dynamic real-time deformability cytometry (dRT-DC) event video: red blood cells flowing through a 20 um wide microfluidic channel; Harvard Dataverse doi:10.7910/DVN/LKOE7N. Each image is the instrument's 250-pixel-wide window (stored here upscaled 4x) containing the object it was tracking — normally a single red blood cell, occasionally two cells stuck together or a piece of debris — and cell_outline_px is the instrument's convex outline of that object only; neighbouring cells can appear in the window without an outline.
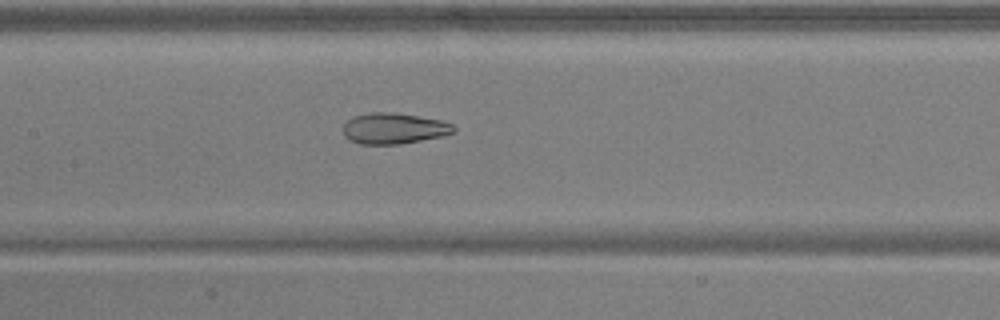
{"species": "common noctule bat (a hibernating species)", "species_latin": "Nyctalus noctula", "temperature_condition": "warm", "stored_images_in_passage": 51, "camera_frame_rate_fps": 3000, "um_per_image_px": 0.085, "animal": {"sex": "male", "body_mass_g": 17.9, "forearm_length_mm": 54.2}, "frame": {"image": 1, "passage_image": 25, "time_ms": 8.0, "image_size_px": [1000, 320], "cell_outline_px": [[456, 132], [440, 136], [400, 144], [360, 144], [348, 140], [344, 136], [344, 124], [352, 116], [372, 112], [392, 112], [440, 120], [452, 124], [456, 128]], "centroid_in_image_um": [33.45, 10.92], "position_along_channel_um": 174.0, "area_um2": 19.83}}
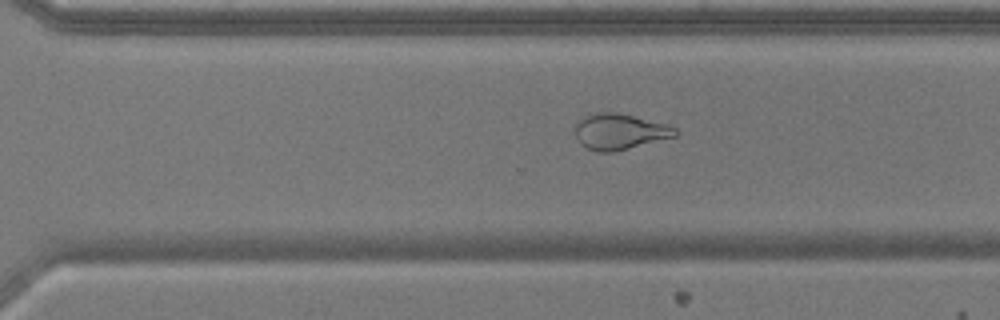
{"frame": {"image": 2, "passage_image": 36, "time_ms": 11.667, "image_size_px": [1000, 320], "cell_outline_px": [[680, 132], [676, 136], [612, 152], [600, 152], [588, 148], [580, 144], [576, 136], [576, 124], [580, 120], [588, 116], [600, 112], [616, 112], [668, 124], [676, 128]], "centroid_in_image_um": [52.71, 11.19], "position_along_channel_um": 317.9, "area_um2": 20.58}}
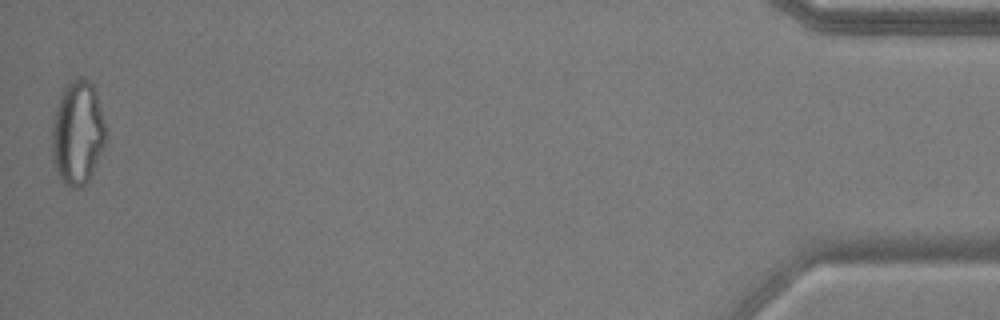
{"frame": {"image": 3, "passage_image": 51, "time_ms": 16.667, "image_size_px": [1000, 320], "cell_outline_px": [[108, 136], [88, 184], [80, 188], [72, 188], [64, 184], [60, 180], [56, 168], [52, 152], [52, 128], [56, 108], [60, 92], [72, 80], [80, 76], [84, 76], [92, 84], [96, 92], [104, 120]], "centroid_in_image_um": [6.62, 11.31], "position_along_channel_um": 428.6, "area_um2": 32.95}, "authors_computed_cell_mechanics": {"area_um2": 26.1256, "velocity_mm_per_s": 3.9376, "shape_relaxation_time_tau1_ms": null, "shape_relaxation_time_tau2_ms": 1.7149, "deformation_change_tau1": null, "deformation_change_tau2": 0.0829}}